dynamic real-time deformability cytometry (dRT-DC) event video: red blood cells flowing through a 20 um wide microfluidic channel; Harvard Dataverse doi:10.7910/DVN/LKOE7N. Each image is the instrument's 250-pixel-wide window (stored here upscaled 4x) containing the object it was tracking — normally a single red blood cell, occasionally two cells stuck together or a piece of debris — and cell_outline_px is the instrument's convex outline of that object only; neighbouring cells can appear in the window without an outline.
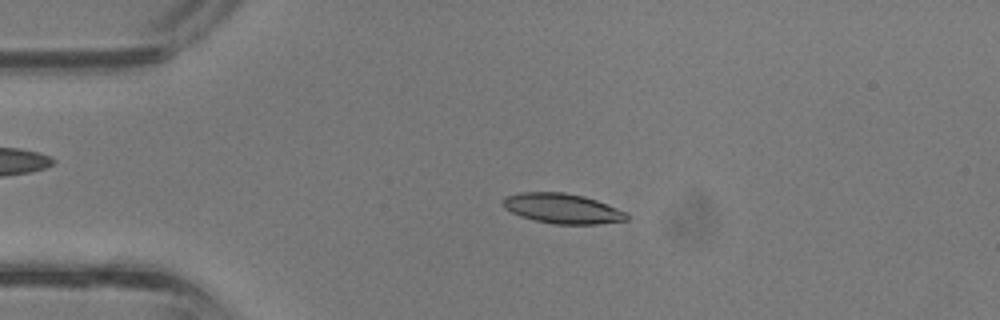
{"species": "common noctule bat (a hibernating species)", "species_latin": "Nyctalus noctula", "temperature_condition": "room temperature", "stored_images_in_passage": 37, "camera_frame_rate_fps": 3000, "um_per_image_px": 0.085, "animal": {"sex": "male", "body_mass_g": 13.3}, "frame": {"image": 1, "passage_image": 8, "time_ms": 2.333, "image_size_px": [1000, 320], "cell_outline_px": [[628, 220], [600, 224], [552, 224], [520, 216], [504, 208], [500, 200], [504, 196], [520, 192], [564, 192], [584, 196], [596, 200], [628, 212]], "centroid_in_image_um": [47.79, 17.72], "position_along_channel_um": 37.2, "area_um2": 21.85}}
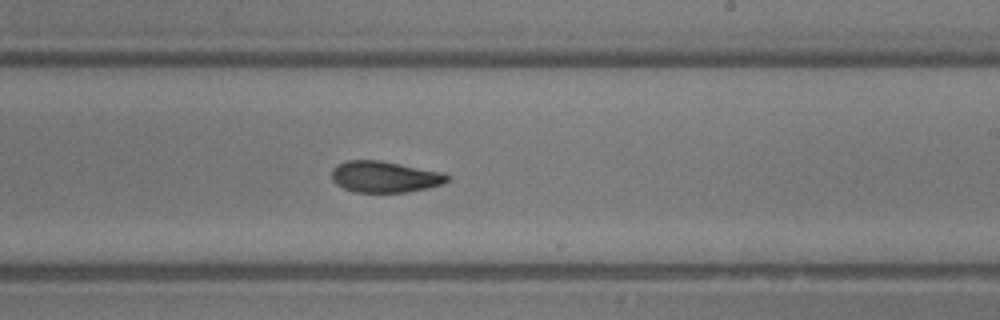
{"frame": {"image": 2, "passage_image": 22, "time_ms": 7.0, "image_size_px": [1000, 320], "cell_outline_px": [[448, 180], [444, 184], [428, 188], [408, 192], [356, 192], [344, 188], [336, 184], [332, 180], [332, 168], [348, 160], [380, 160], [444, 172], [448, 176]], "centroid_in_image_um": [32.72, 15.03], "position_along_channel_um": 256.3, "area_um2": 21.1}}
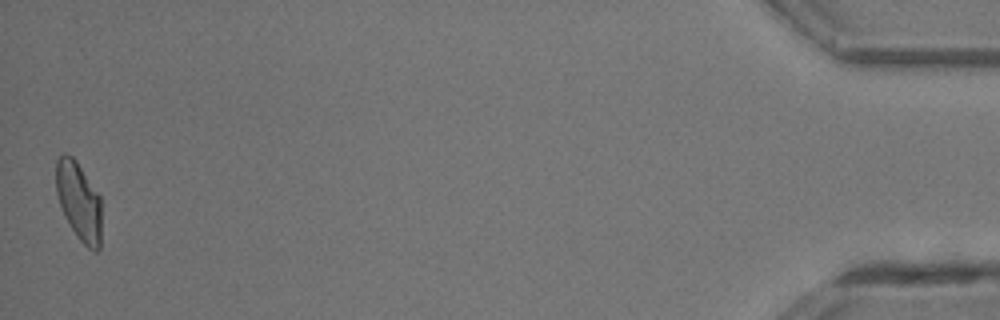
{"frame": {"image": 3, "passage_image": 37, "time_ms": 12.0, "image_size_px": [1000, 320], "cell_outline_px": [[100, 248], [96, 252], [92, 252], [80, 240], [64, 216], [56, 192], [56, 160], [64, 152], [72, 156], [76, 160], [100, 196]], "centroid_in_image_um": [6.69, 17.1], "position_along_channel_um": 428.5, "area_um2": 20.63}}